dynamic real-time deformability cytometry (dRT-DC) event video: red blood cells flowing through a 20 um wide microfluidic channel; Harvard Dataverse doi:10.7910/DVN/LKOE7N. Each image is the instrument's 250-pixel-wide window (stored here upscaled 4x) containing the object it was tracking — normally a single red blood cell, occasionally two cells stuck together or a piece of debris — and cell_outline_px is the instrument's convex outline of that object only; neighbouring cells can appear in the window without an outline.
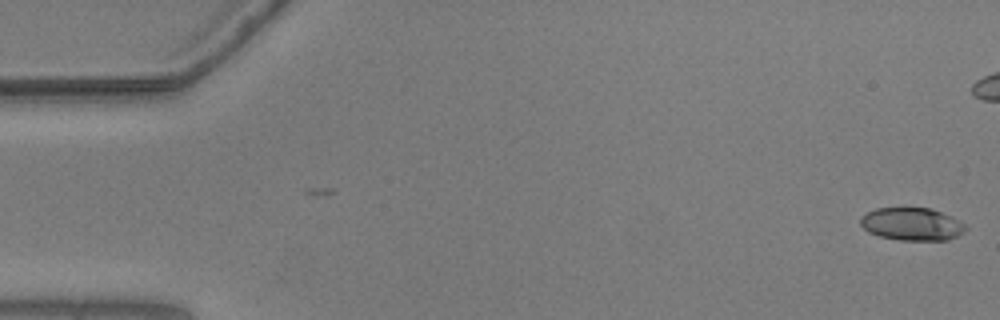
{"species": "common noctule bat (a hibernating species)", "species_latin": "Nyctalus noctula", "temperature_condition": "warm", "stored_images_in_passage": 18, "camera_frame_rate_fps": 3000, "um_per_image_px": 0.085, "animal": {"sex": "male", "body_mass_g": 20.5, "forearm_length_mm": 52.5}, "frame": {"image": 1, "passage_image": 1, "time_ms": 0.0, "image_size_px": [1000, 320], "cell_outline_px": [[968, 228], [956, 236], [948, 240], [900, 240], [880, 236], [868, 232], [860, 224], [860, 216], [876, 208], [932, 208], [964, 224]], "centroid_in_image_um": [77.47, 19.05], "position_along_channel_um": 7.5, "area_um2": 19.83}}